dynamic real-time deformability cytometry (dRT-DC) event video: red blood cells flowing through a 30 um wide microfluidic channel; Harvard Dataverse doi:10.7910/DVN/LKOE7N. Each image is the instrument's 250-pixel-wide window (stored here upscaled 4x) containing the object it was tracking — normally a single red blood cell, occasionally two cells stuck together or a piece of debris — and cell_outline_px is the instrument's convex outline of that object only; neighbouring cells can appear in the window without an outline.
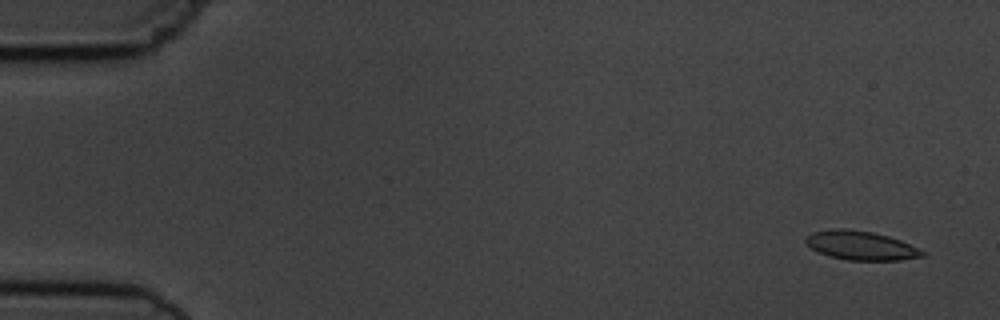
{"species": "common noctule bat (a hibernating species)", "species_latin": "Nyctalus noctula", "temperature_condition": "cold", "stored_images_in_passage": 6, "camera_frame_rate_fps": 3000, "um_per_image_px": 0.085, "animal": {"sex": "male", "body_mass_g": 19.5, "forearm_length_mm": 54.6}, "frame": {"image": 1, "passage_image": 1, "time_ms": 0.0, "image_size_px": [1000, 320], "cell_outline_px": [[928, 252], [924, 256], [900, 260], [848, 260], [828, 256], [812, 248], [804, 240], [804, 236], [812, 232], [832, 228], [844, 228], [872, 232], [888, 236], [900, 240]], "centroid_in_image_um": [73.18, 20.86], "position_along_channel_um": 11.8, "area_um2": 19.77}}
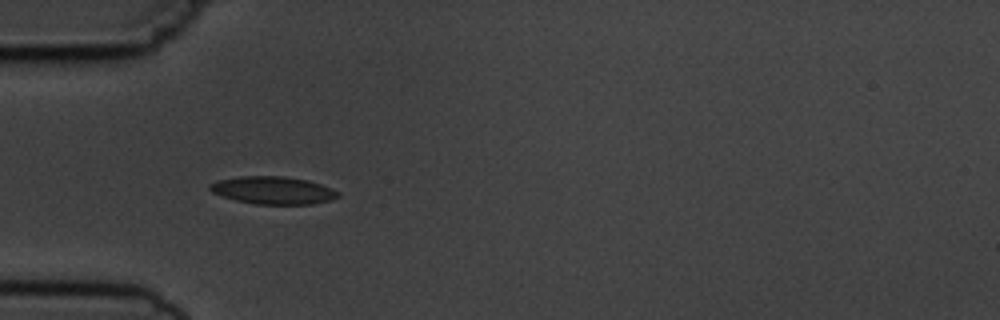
{"frame": {"image": 2, "passage_image": 5, "time_ms": 4.667, "image_size_px": [1000, 320], "cell_outline_px": [[340, 196], [328, 200], [312, 204], [256, 204], [236, 200], [212, 192], [208, 188], [208, 184], [220, 180], [240, 176], [284, 176], [308, 180], [332, 188], [340, 192]], "centroid_in_image_um": [23.22, 16.17], "position_along_channel_um": 61.8, "area_um2": 20.52}}
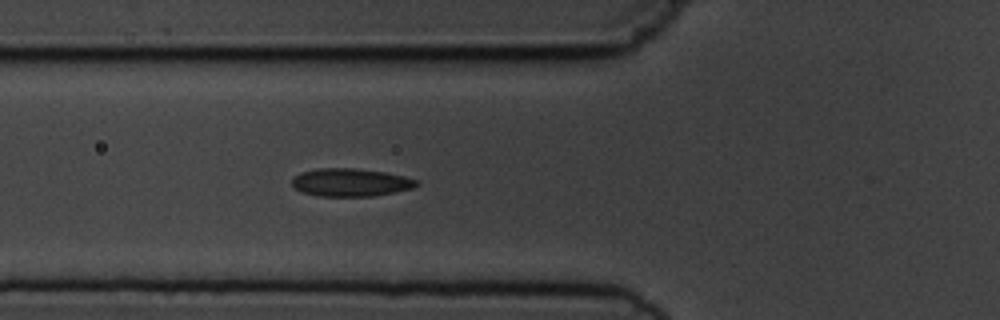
{"frame": {"image": 3, "passage_image": 6, "time_ms": 5.667, "image_size_px": [1000, 320], "cell_outline_px": [[420, 184], [412, 188], [372, 196], [316, 196], [300, 192], [292, 184], [292, 180], [300, 172], [316, 168], [356, 168], [384, 172], [404, 176], [420, 180]], "centroid_in_image_um": [29.79, 15.5], "position_along_channel_um": 96.0, "area_um2": 20.35}}